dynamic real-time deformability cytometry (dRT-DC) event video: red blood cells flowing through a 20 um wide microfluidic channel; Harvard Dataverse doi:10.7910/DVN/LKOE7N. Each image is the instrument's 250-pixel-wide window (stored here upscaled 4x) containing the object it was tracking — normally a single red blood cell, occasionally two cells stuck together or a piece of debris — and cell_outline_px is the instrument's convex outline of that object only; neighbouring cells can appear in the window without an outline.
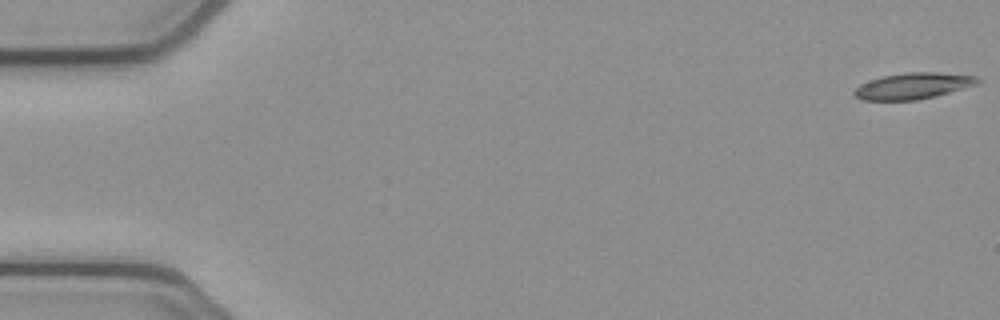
{"species": "common noctule bat (a hibernating species)", "species_latin": "Nyctalus noctula", "temperature_condition": "cold", "stored_images_in_passage": 53, "camera_frame_rate_fps": 3000, "um_per_image_px": 0.085, "animal": {"sex": "female", "body_mass_g": 21.9}, "frame": {"image": 1, "passage_image": 1, "time_ms": 0.0, "image_size_px": [1000, 320], "cell_outline_px": [[980, 80], [976, 84], [936, 96], [916, 100], [860, 100], [852, 92], [860, 84], [884, 76], [908, 72], [936, 72], [976, 76]], "centroid_in_image_um": [77.59, 7.31], "position_along_channel_um": 7.4, "area_um2": 18.55}}
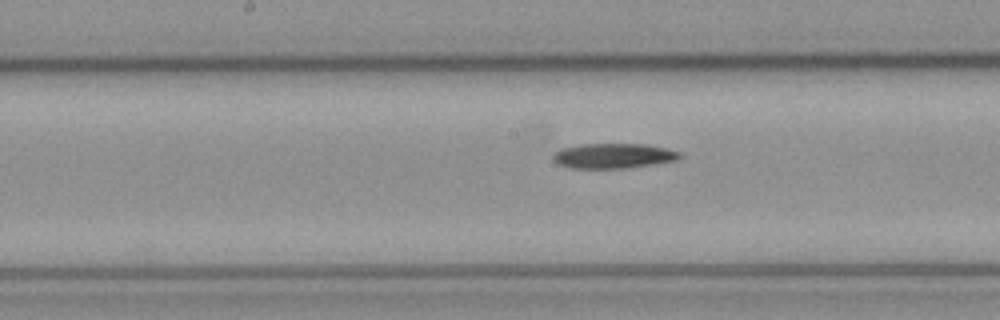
{"frame": {"image": 2, "passage_image": 27, "time_ms": 8.667, "image_size_px": [1000, 320], "cell_outline_px": [[680, 156], [676, 160], [652, 164], [624, 168], [572, 168], [556, 164], [552, 160], [552, 156], [560, 148], [580, 144], [648, 144], [668, 148], [680, 152]], "centroid_in_image_um": [52.09, 13.24], "position_along_channel_um": 196.1, "area_um2": 18.5}}
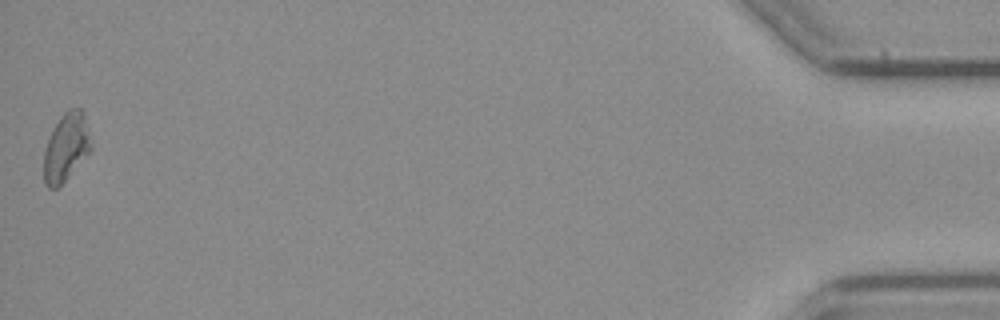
{"frame": {"image": 3, "passage_image": 53, "time_ms": 17.333, "image_size_px": [1000, 320], "cell_outline_px": [[92, 148], [68, 176], [56, 188], [48, 188], [44, 184], [44, 148], [60, 116], [68, 108], [80, 108], [84, 112], [92, 144]], "centroid_in_image_um": [5.62, 12.48], "position_along_channel_um": 429.6, "area_um2": 18.44}}